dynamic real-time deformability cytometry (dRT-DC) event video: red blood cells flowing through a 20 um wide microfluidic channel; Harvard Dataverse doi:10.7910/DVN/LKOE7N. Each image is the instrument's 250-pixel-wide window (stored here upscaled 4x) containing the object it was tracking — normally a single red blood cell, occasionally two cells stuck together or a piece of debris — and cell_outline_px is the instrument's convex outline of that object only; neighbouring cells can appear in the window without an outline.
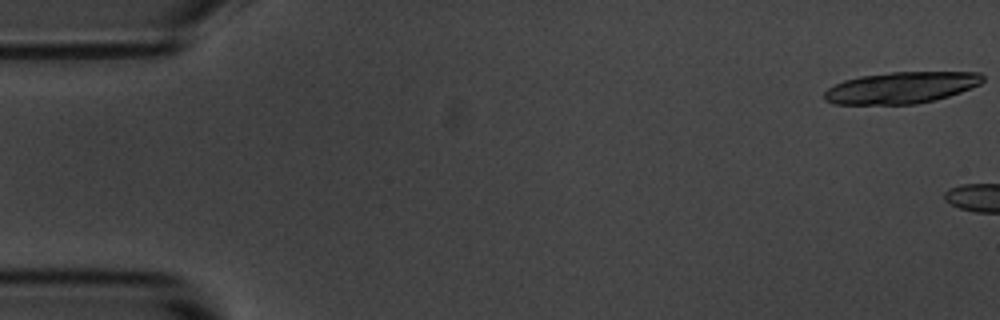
{"species": "common noctule bat (a hibernating species)", "species_latin": "Nyctalus noctula", "temperature_condition": "room temperature", "stored_images_in_passage": 3, "camera_frame_rate_fps": 3000, "um_per_image_px": 0.085, "animal": {"sex": "male", "body_mass_g": 20.1, "forearm_length_mm": 53.5}, "frame": {"image": 1, "passage_image": 1, "time_ms": 0.0, "image_size_px": [1000, 320], "cell_outline_px": [[984, 80], [980, 84], [960, 92], [948, 96], [916, 104], [832, 104], [824, 100], [824, 92], [828, 88], [844, 80], [860, 76], [892, 72], [980, 72], [984, 76]], "centroid_in_image_um": [76.59, 7.45], "position_along_channel_um": 8.4, "area_um2": 29.02}}